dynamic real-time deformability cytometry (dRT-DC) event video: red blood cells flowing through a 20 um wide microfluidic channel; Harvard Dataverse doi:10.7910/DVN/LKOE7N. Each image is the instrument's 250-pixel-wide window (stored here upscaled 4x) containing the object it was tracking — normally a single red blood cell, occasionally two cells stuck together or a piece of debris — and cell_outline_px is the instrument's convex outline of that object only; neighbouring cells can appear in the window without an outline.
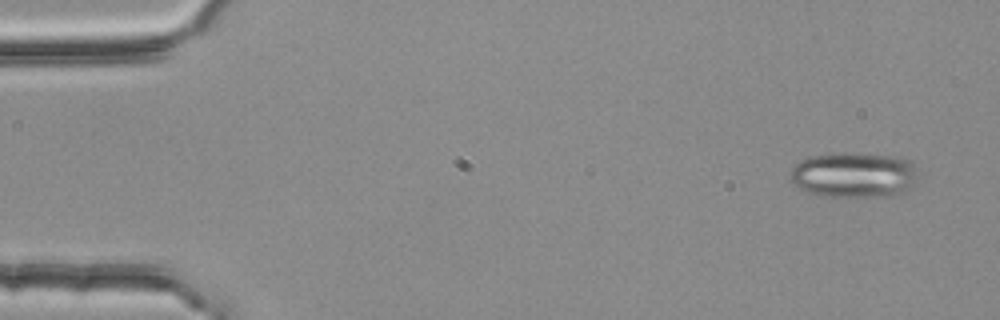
{"species": "common noctule bat (a hibernating species)", "species_latin": "Nyctalus noctula", "temperature_condition": "room temperature", "stored_images_in_passage": 4, "camera_frame_rate_fps": 3000, "um_per_image_px": 0.085, "animal": {"sex": "female", "body_mass_g": 25.1}, "frame": {"image": 1, "passage_image": 1, "time_ms": 0.0, "image_size_px": [1000, 320], "cell_outline_px": [[916, 180], [904, 192], [888, 196], [820, 196], [808, 192], [800, 188], [788, 176], [792, 168], [796, 164], [812, 156], [844, 152], [896, 156], [912, 160]], "centroid_in_image_um": [72.58, 14.86], "position_along_channel_um": 12.4, "area_um2": 33.52}}